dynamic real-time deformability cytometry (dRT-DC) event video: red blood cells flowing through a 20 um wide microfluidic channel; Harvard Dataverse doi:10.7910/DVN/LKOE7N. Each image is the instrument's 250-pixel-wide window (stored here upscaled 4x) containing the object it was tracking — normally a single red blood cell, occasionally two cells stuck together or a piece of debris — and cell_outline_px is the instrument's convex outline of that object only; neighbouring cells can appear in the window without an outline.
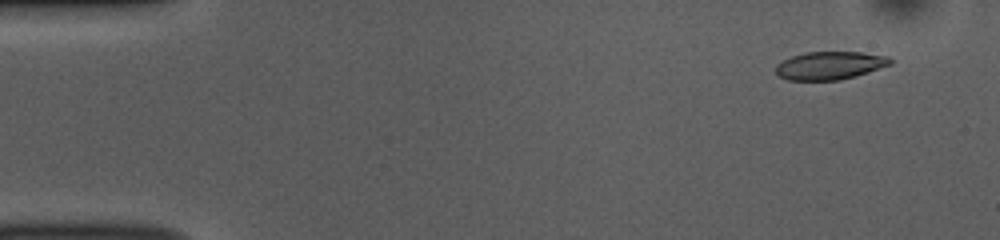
{"species": "common noctule bat (a hibernating species)", "species_latin": "Nyctalus noctula", "temperature_condition": "room temperature", "stored_images_in_passage": 51, "camera_frame_rate_fps": 3000, "um_per_image_px": 0.085, "animal": {"sex": "female", "body_mass_g": 10.0, "forearm_length_mm": 53.1}, "frame": {"image": 1, "passage_image": 4, "time_ms": 1.0, "image_size_px": [1000, 240], "cell_outline_px": [[892, 64], [840, 80], [788, 80], [780, 76], [776, 72], [776, 64], [792, 56], [804, 52], [860, 52], [888, 56], [892, 60]], "centroid_in_image_um": [70.52, 5.56], "position_along_channel_um": 14.5, "area_um2": 18.5}}
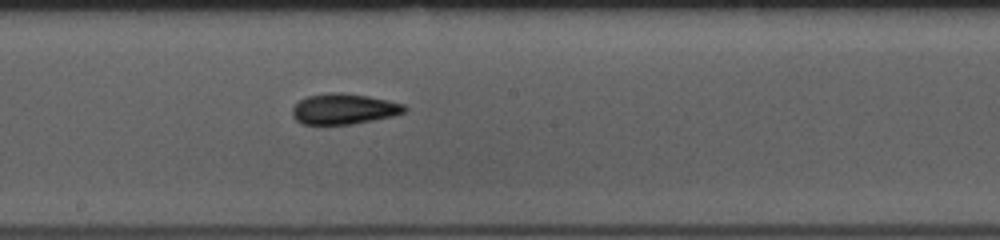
{"frame": {"image": 2, "passage_image": 28, "time_ms": 9.0, "image_size_px": [1000, 240], "cell_outline_px": [[408, 108], [404, 112], [392, 116], [352, 124], [300, 124], [292, 116], [292, 108], [300, 100], [308, 96], [328, 92], [340, 92], [368, 96], [388, 100], [404, 104]], "centroid_in_image_um": [29.21, 9.25], "position_along_channel_um": 219.0, "area_um2": 20.0}}
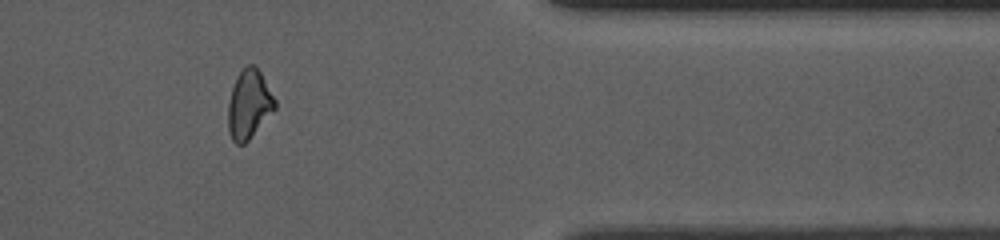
{"frame": {"image": 3, "passage_image": 43, "time_ms": 14.0, "image_size_px": [1000, 240], "cell_outline_px": [[276, 108], [248, 140], [244, 144], [236, 144], [232, 140], [228, 132], [228, 104], [232, 88], [236, 76], [248, 64], [252, 64], [260, 72], [276, 100]], "centroid_in_image_um": [21.15, 8.88], "position_along_channel_um": 390.2, "area_um2": 18.61}}